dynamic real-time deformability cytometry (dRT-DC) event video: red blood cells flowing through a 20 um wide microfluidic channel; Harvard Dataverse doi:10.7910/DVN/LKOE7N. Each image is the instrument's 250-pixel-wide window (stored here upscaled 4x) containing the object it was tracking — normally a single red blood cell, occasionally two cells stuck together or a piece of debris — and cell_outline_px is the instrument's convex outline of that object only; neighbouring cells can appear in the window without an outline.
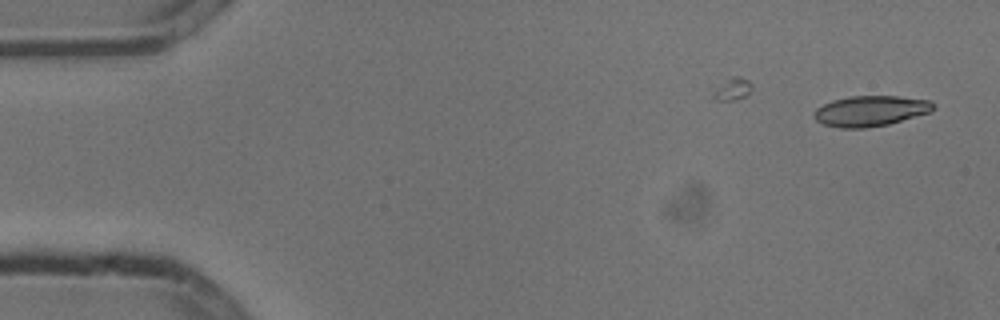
{"species": "common noctule bat (a hibernating species)", "species_latin": "Nyctalus noctula", "temperature_condition": "cold", "stored_images_in_passage": 3, "camera_frame_rate_fps": 3000, "um_per_image_px": 0.085, "animal": {"sex": "male", "body_mass_g": 13.3}, "frame": {"image": 1, "passage_image": 3, "time_ms": 0.667, "image_size_px": [1000, 320], "cell_outline_px": [[936, 108], [932, 112], [888, 124], [864, 128], [840, 128], [824, 124], [816, 120], [812, 116], [812, 112], [816, 108], [832, 100], [852, 96], [900, 96], [932, 100], [936, 104]], "centroid_in_image_um": [74.03, 9.42], "position_along_channel_um": 11.0, "area_um2": 21.5}}